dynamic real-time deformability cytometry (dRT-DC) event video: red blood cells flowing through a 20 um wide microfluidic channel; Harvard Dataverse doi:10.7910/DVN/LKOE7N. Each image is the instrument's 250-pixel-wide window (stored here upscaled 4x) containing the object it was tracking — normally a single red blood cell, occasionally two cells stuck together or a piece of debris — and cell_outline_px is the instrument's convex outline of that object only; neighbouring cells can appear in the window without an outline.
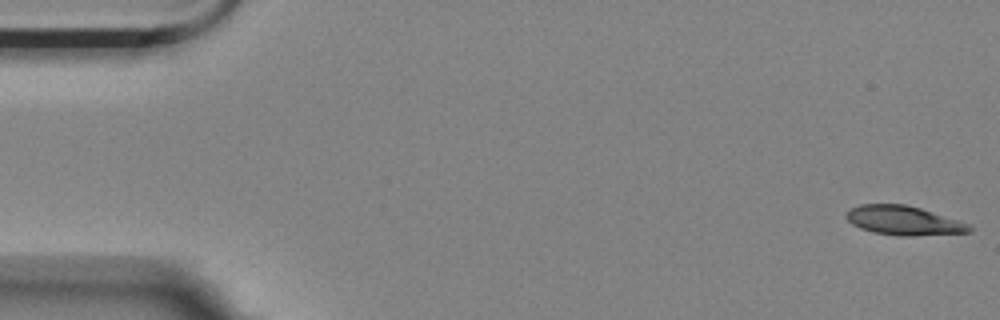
{"species": "Egyptian fruit bat (a non-hibernating species)", "species_latin": "Rousettus aegyptiacus", "temperature_condition": "room temperature", "stored_images_in_passage": 5, "camera_frame_rate_fps": 3000, "um_per_image_px": 0.085, "animal": {"sex": "female"}, "frame": {"image": 1, "passage_image": 1, "time_ms": 0.0, "image_size_px": [1000, 320], "cell_outline_px": [[972, 232], [912, 236], [900, 236], [872, 232], [860, 228], [852, 224], [844, 216], [844, 212], [860, 204], [908, 204], [960, 220], [972, 224]], "centroid_in_image_um": [76.83, 18.74], "position_along_channel_um": 8.2, "area_um2": 21.27}}